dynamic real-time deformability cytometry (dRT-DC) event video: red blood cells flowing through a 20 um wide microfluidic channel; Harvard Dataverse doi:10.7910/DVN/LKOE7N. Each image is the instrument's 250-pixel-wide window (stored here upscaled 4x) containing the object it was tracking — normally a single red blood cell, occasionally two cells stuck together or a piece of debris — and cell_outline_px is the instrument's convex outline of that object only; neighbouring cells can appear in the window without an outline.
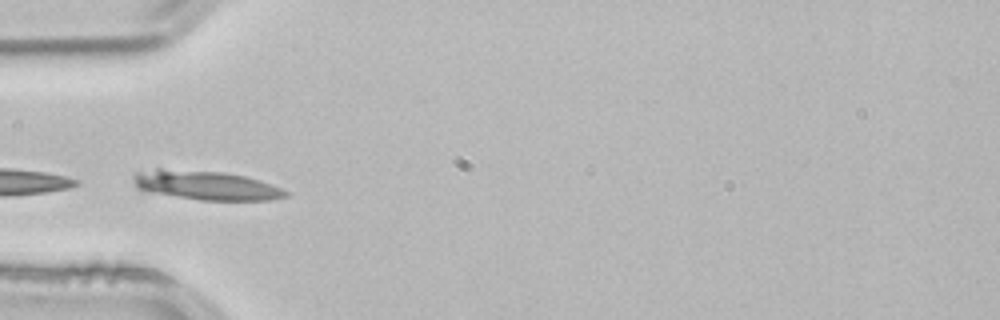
{"species": "common noctule bat (a hibernating species)", "species_latin": "Nyctalus noctula", "temperature_condition": "room temperature", "stored_images_in_passage": 11, "camera_frame_rate_fps": 3000, "um_per_image_px": 0.085, "animal": {"sex": "male", "body_mass_g": 21.5, "forearm_length_mm": 52.0}, "frame": {"image": 1, "passage_image": 2, "time_ms": 0.333, "image_size_px": [1000, 320], "cell_outline_px": [[288, 196], [268, 200], [200, 200], [144, 192], [136, 188], [132, 180], [132, 176], [136, 172], [156, 168], [160, 168], [224, 172], [244, 176], [260, 180], [280, 188], [288, 192]], "centroid_in_image_um": [17.41, 15.75], "position_along_channel_um": 67.6, "area_um2": 26.13}}